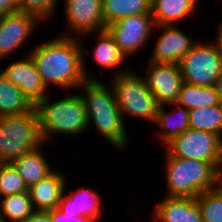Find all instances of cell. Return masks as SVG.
<instances>
[{
	"mask_svg": "<svg viewBox=\"0 0 222 222\" xmlns=\"http://www.w3.org/2000/svg\"><path fill=\"white\" fill-rule=\"evenodd\" d=\"M214 86H215L216 91L218 93L220 102L222 103V73L218 76Z\"/></svg>",
	"mask_w": 222,
	"mask_h": 222,
	"instance_id": "obj_34",
	"label": "cell"
},
{
	"mask_svg": "<svg viewBox=\"0 0 222 222\" xmlns=\"http://www.w3.org/2000/svg\"><path fill=\"white\" fill-rule=\"evenodd\" d=\"M196 201L203 222H222V191L218 187L199 194Z\"/></svg>",
	"mask_w": 222,
	"mask_h": 222,
	"instance_id": "obj_27",
	"label": "cell"
},
{
	"mask_svg": "<svg viewBox=\"0 0 222 222\" xmlns=\"http://www.w3.org/2000/svg\"><path fill=\"white\" fill-rule=\"evenodd\" d=\"M189 127L217 134L222 138V103L189 110Z\"/></svg>",
	"mask_w": 222,
	"mask_h": 222,
	"instance_id": "obj_26",
	"label": "cell"
},
{
	"mask_svg": "<svg viewBox=\"0 0 222 222\" xmlns=\"http://www.w3.org/2000/svg\"><path fill=\"white\" fill-rule=\"evenodd\" d=\"M43 145L46 146V144L43 143L38 148L24 153L19 158L11 162L24 179L27 187L37 183L39 180H42L54 170L51 166L52 163H50L45 154L41 152L43 151Z\"/></svg>",
	"mask_w": 222,
	"mask_h": 222,
	"instance_id": "obj_21",
	"label": "cell"
},
{
	"mask_svg": "<svg viewBox=\"0 0 222 222\" xmlns=\"http://www.w3.org/2000/svg\"><path fill=\"white\" fill-rule=\"evenodd\" d=\"M175 103L192 110L216 106L221 102L214 85L205 87L183 82Z\"/></svg>",
	"mask_w": 222,
	"mask_h": 222,
	"instance_id": "obj_23",
	"label": "cell"
},
{
	"mask_svg": "<svg viewBox=\"0 0 222 222\" xmlns=\"http://www.w3.org/2000/svg\"><path fill=\"white\" fill-rule=\"evenodd\" d=\"M183 82L212 86L222 73V56L212 41H200L180 60Z\"/></svg>",
	"mask_w": 222,
	"mask_h": 222,
	"instance_id": "obj_7",
	"label": "cell"
},
{
	"mask_svg": "<svg viewBox=\"0 0 222 222\" xmlns=\"http://www.w3.org/2000/svg\"><path fill=\"white\" fill-rule=\"evenodd\" d=\"M24 179L11 163H0V197L27 192Z\"/></svg>",
	"mask_w": 222,
	"mask_h": 222,
	"instance_id": "obj_28",
	"label": "cell"
},
{
	"mask_svg": "<svg viewBox=\"0 0 222 222\" xmlns=\"http://www.w3.org/2000/svg\"><path fill=\"white\" fill-rule=\"evenodd\" d=\"M23 222H51V219L47 211L35 210Z\"/></svg>",
	"mask_w": 222,
	"mask_h": 222,
	"instance_id": "obj_31",
	"label": "cell"
},
{
	"mask_svg": "<svg viewBox=\"0 0 222 222\" xmlns=\"http://www.w3.org/2000/svg\"><path fill=\"white\" fill-rule=\"evenodd\" d=\"M102 0H65L67 29L60 35L80 37L105 30Z\"/></svg>",
	"mask_w": 222,
	"mask_h": 222,
	"instance_id": "obj_10",
	"label": "cell"
},
{
	"mask_svg": "<svg viewBox=\"0 0 222 222\" xmlns=\"http://www.w3.org/2000/svg\"><path fill=\"white\" fill-rule=\"evenodd\" d=\"M34 211L28 192L0 197V222H23Z\"/></svg>",
	"mask_w": 222,
	"mask_h": 222,
	"instance_id": "obj_25",
	"label": "cell"
},
{
	"mask_svg": "<svg viewBox=\"0 0 222 222\" xmlns=\"http://www.w3.org/2000/svg\"><path fill=\"white\" fill-rule=\"evenodd\" d=\"M82 44L78 37L58 35L35 46L31 56L42 82L68 91L75 90L86 80L82 67Z\"/></svg>",
	"mask_w": 222,
	"mask_h": 222,
	"instance_id": "obj_1",
	"label": "cell"
},
{
	"mask_svg": "<svg viewBox=\"0 0 222 222\" xmlns=\"http://www.w3.org/2000/svg\"><path fill=\"white\" fill-rule=\"evenodd\" d=\"M41 23L43 21L35 14L18 10L0 17V61L15 55L28 40L31 41L30 36Z\"/></svg>",
	"mask_w": 222,
	"mask_h": 222,
	"instance_id": "obj_11",
	"label": "cell"
},
{
	"mask_svg": "<svg viewBox=\"0 0 222 222\" xmlns=\"http://www.w3.org/2000/svg\"><path fill=\"white\" fill-rule=\"evenodd\" d=\"M171 156L211 162L218 170L222 159V138L217 134L189 128L169 142Z\"/></svg>",
	"mask_w": 222,
	"mask_h": 222,
	"instance_id": "obj_8",
	"label": "cell"
},
{
	"mask_svg": "<svg viewBox=\"0 0 222 222\" xmlns=\"http://www.w3.org/2000/svg\"><path fill=\"white\" fill-rule=\"evenodd\" d=\"M42 144L35 109L0 117V163H11Z\"/></svg>",
	"mask_w": 222,
	"mask_h": 222,
	"instance_id": "obj_6",
	"label": "cell"
},
{
	"mask_svg": "<svg viewBox=\"0 0 222 222\" xmlns=\"http://www.w3.org/2000/svg\"><path fill=\"white\" fill-rule=\"evenodd\" d=\"M54 169L49 175L28 187V194L35 210L48 211L58 208L68 178Z\"/></svg>",
	"mask_w": 222,
	"mask_h": 222,
	"instance_id": "obj_18",
	"label": "cell"
},
{
	"mask_svg": "<svg viewBox=\"0 0 222 222\" xmlns=\"http://www.w3.org/2000/svg\"><path fill=\"white\" fill-rule=\"evenodd\" d=\"M167 107L173 108L168 110ZM158 127V133L155 136L161 146H166L174 138L187 131L189 127V110L177 103L160 105L154 124ZM160 129V131H159Z\"/></svg>",
	"mask_w": 222,
	"mask_h": 222,
	"instance_id": "obj_19",
	"label": "cell"
},
{
	"mask_svg": "<svg viewBox=\"0 0 222 222\" xmlns=\"http://www.w3.org/2000/svg\"><path fill=\"white\" fill-rule=\"evenodd\" d=\"M217 187L222 191V173L218 174Z\"/></svg>",
	"mask_w": 222,
	"mask_h": 222,
	"instance_id": "obj_35",
	"label": "cell"
},
{
	"mask_svg": "<svg viewBox=\"0 0 222 222\" xmlns=\"http://www.w3.org/2000/svg\"><path fill=\"white\" fill-rule=\"evenodd\" d=\"M17 11V5L12 0H0V17Z\"/></svg>",
	"mask_w": 222,
	"mask_h": 222,
	"instance_id": "obj_32",
	"label": "cell"
},
{
	"mask_svg": "<svg viewBox=\"0 0 222 222\" xmlns=\"http://www.w3.org/2000/svg\"><path fill=\"white\" fill-rule=\"evenodd\" d=\"M0 72L16 85L34 105L49 94L29 53L23 60L20 58L9 63L5 69H0Z\"/></svg>",
	"mask_w": 222,
	"mask_h": 222,
	"instance_id": "obj_15",
	"label": "cell"
},
{
	"mask_svg": "<svg viewBox=\"0 0 222 222\" xmlns=\"http://www.w3.org/2000/svg\"><path fill=\"white\" fill-rule=\"evenodd\" d=\"M154 30L159 34L154 38V47L148 61L155 63H175L179 64L180 60L191 50L198 42L185 31H182L177 25H155Z\"/></svg>",
	"mask_w": 222,
	"mask_h": 222,
	"instance_id": "obj_13",
	"label": "cell"
},
{
	"mask_svg": "<svg viewBox=\"0 0 222 222\" xmlns=\"http://www.w3.org/2000/svg\"><path fill=\"white\" fill-rule=\"evenodd\" d=\"M96 36H95V35ZM92 35L97 37V41L95 42V46H93L92 50H85L84 47H82V67H83V73L87 80H99L102 75V69H108L111 70L110 73L111 78L118 75L125 73L127 71H130L129 67H124L123 64H125L127 58L126 56L121 52L118 45L115 43L114 39L109 35V33L104 30L96 33H87L79 37L80 42L82 43L83 40L90 38ZM82 40V41H81ZM88 55H92V61L94 60L95 64L101 68L100 71V77L97 78L93 73H89L87 66L88 64H85V56L87 53ZM123 66V68L121 67ZM125 68V69H124ZM119 69V70H118ZM127 69V70H126ZM129 69V70H128ZM94 75V76H93ZM113 75V76H112Z\"/></svg>",
	"mask_w": 222,
	"mask_h": 222,
	"instance_id": "obj_12",
	"label": "cell"
},
{
	"mask_svg": "<svg viewBox=\"0 0 222 222\" xmlns=\"http://www.w3.org/2000/svg\"><path fill=\"white\" fill-rule=\"evenodd\" d=\"M50 215L51 222H92L86 216H73L62 213L58 208L47 211Z\"/></svg>",
	"mask_w": 222,
	"mask_h": 222,
	"instance_id": "obj_30",
	"label": "cell"
},
{
	"mask_svg": "<svg viewBox=\"0 0 222 222\" xmlns=\"http://www.w3.org/2000/svg\"><path fill=\"white\" fill-rule=\"evenodd\" d=\"M109 80L121 115L154 124L160 104L148 88L141 72L134 69Z\"/></svg>",
	"mask_w": 222,
	"mask_h": 222,
	"instance_id": "obj_5",
	"label": "cell"
},
{
	"mask_svg": "<svg viewBox=\"0 0 222 222\" xmlns=\"http://www.w3.org/2000/svg\"><path fill=\"white\" fill-rule=\"evenodd\" d=\"M67 181L64 187L58 209L64 214L73 216H86L92 222H99L103 216V200L98 191L87 186L78 187L77 189L67 192Z\"/></svg>",
	"mask_w": 222,
	"mask_h": 222,
	"instance_id": "obj_16",
	"label": "cell"
},
{
	"mask_svg": "<svg viewBox=\"0 0 222 222\" xmlns=\"http://www.w3.org/2000/svg\"><path fill=\"white\" fill-rule=\"evenodd\" d=\"M12 1L17 5L19 0H12Z\"/></svg>",
	"mask_w": 222,
	"mask_h": 222,
	"instance_id": "obj_37",
	"label": "cell"
},
{
	"mask_svg": "<svg viewBox=\"0 0 222 222\" xmlns=\"http://www.w3.org/2000/svg\"><path fill=\"white\" fill-rule=\"evenodd\" d=\"M217 25L215 41L213 40V43L215 44L219 54L222 56V21Z\"/></svg>",
	"mask_w": 222,
	"mask_h": 222,
	"instance_id": "obj_33",
	"label": "cell"
},
{
	"mask_svg": "<svg viewBox=\"0 0 222 222\" xmlns=\"http://www.w3.org/2000/svg\"><path fill=\"white\" fill-rule=\"evenodd\" d=\"M105 28L119 19L151 14L152 0H102Z\"/></svg>",
	"mask_w": 222,
	"mask_h": 222,
	"instance_id": "obj_24",
	"label": "cell"
},
{
	"mask_svg": "<svg viewBox=\"0 0 222 222\" xmlns=\"http://www.w3.org/2000/svg\"><path fill=\"white\" fill-rule=\"evenodd\" d=\"M76 91L65 92L63 98L50 99L48 94L35 104L39 130L44 144L51 143L57 134L62 136H77L88 132V117L84 101ZM73 93V94H72ZM50 140V141H49Z\"/></svg>",
	"mask_w": 222,
	"mask_h": 222,
	"instance_id": "obj_3",
	"label": "cell"
},
{
	"mask_svg": "<svg viewBox=\"0 0 222 222\" xmlns=\"http://www.w3.org/2000/svg\"><path fill=\"white\" fill-rule=\"evenodd\" d=\"M199 0H152L151 15L155 25L175 26L193 18Z\"/></svg>",
	"mask_w": 222,
	"mask_h": 222,
	"instance_id": "obj_20",
	"label": "cell"
},
{
	"mask_svg": "<svg viewBox=\"0 0 222 222\" xmlns=\"http://www.w3.org/2000/svg\"><path fill=\"white\" fill-rule=\"evenodd\" d=\"M146 67L142 76L158 103H175L183 84L179 64L147 61Z\"/></svg>",
	"mask_w": 222,
	"mask_h": 222,
	"instance_id": "obj_14",
	"label": "cell"
},
{
	"mask_svg": "<svg viewBox=\"0 0 222 222\" xmlns=\"http://www.w3.org/2000/svg\"><path fill=\"white\" fill-rule=\"evenodd\" d=\"M35 105L0 72V117L31 112Z\"/></svg>",
	"mask_w": 222,
	"mask_h": 222,
	"instance_id": "obj_22",
	"label": "cell"
},
{
	"mask_svg": "<svg viewBox=\"0 0 222 222\" xmlns=\"http://www.w3.org/2000/svg\"><path fill=\"white\" fill-rule=\"evenodd\" d=\"M165 152V196L196 198L217 187L219 170L211 162L180 158Z\"/></svg>",
	"mask_w": 222,
	"mask_h": 222,
	"instance_id": "obj_4",
	"label": "cell"
},
{
	"mask_svg": "<svg viewBox=\"0 0 222 222\" xmlns=\"http://www.w3.org/2000/svg\"><path fill=\"white\" fill-rule=\"evenodd\" d=\"M152 211L156 222H203L196 198L165 196Z\"/></svg>",
	"mask_w": 222,
	"mask_h": 222,
	"instance_id": "obj_17",
	"label": "cell"
},
{
	"mask_svg": "<svg viewBox=\"0 0 222 222\" xmlns=\"http://www.w3.org/2000/svg\"><path fill=\"white\" fill-rule=\"evenodd\" d=\"M101 80H85L77 90L84 101L88 117V129L94 127L99 137L118 150L129 143L127 125L117 105L113 88ZM83 90V91H82Z\"/></svg>",
	"mask_w": 222,
	"mask_h": 222,
	"instance_id": "obj_2",
	"label": "cell"
},
{
	"mask_svg": "<svg viewBox=\"0 0 222 222\" xmlns=\"http://www.w3.org/2000/svg\"><path fill=\"white\" fill-rule=\"evenodd\" d=\"M59 0H19L17 10L35 14L43 22L56 16Z\"/></svg>",
	"mask_w": 222,
	"mask_h": 222,
	"instance_id": "obj_29",
	"label": "cell"
},
{
	"mask_svg": "<svg viewBox=\"0 0 222 222\" xmlns=\"http://www.w3.org/2000/svg\"><path fill=\"white\" fill-rule=\"evenodd\" d=\"M219 173H222V159H221V167L219 169Z\"/></svg>",
	"mask_w": 222,
	"mask_h": 222,
	"instance_id": "obj_36",
	"label": "cell"
},
{
	"mask_svg": "<svg viewBox=\"0 0 222 222\" xmlns=\"http://www.w3.org/2000/svg\"><path fill=\"white\" fill-rule=\"evenodd\" d=\"M154 26L151 14H136L107 25L105 30L129 59L143 51V48H147L146 45L152 41L154 33L157 32Z\"/></svg>",
	"mask_w": 222,
	"mask_h": 222,
	"instance_id": "obj_9",
	"label": "cell"
}]
</instances>
